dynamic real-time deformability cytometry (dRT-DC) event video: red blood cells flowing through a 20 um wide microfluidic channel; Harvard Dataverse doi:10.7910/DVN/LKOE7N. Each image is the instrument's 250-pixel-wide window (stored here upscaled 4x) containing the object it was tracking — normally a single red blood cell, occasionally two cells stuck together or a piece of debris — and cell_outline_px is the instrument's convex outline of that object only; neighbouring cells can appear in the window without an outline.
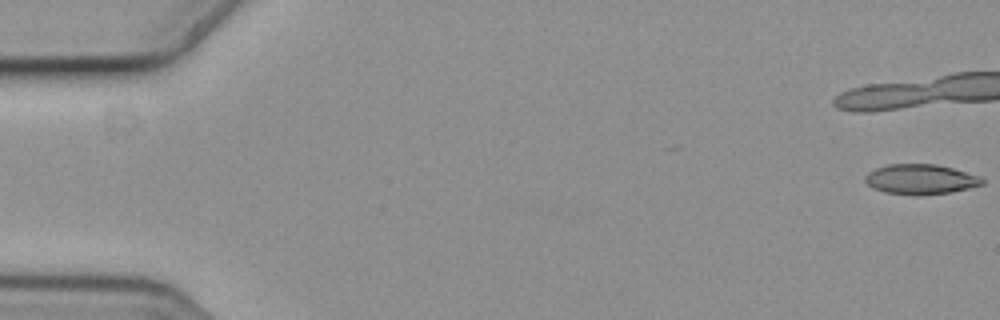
{"species": "common noctule bat (a hibernating species)", "species_latin": "Nyctalus noctula", "temperature_condition": "cold", "stored_images_in_passage": 15, "camera_frame_rate_fps": 3000, "um_per_image_px": 0.085, "animal": {"sex": "female", "body_mass_g": 19.3, "forearm_length_mm": 54.1}, "frame": {"image": 1, "passage_image": 1, "time_ms": 0.0, "image_size_px": [1000, 320], "cell_outline_px": [[984, 184], [952, 192], [916, 196], [884, 192], [868, 184], [864, 180], [864, 176], [868, 172], [876, 168], [888, 164], [936, 164], [952, 168], [980, 176], [984, 180]], "centroid_in_image_um": [78.25, 15.24], "position_along_channel_um": 6.7, "area_um2": 20.52}}
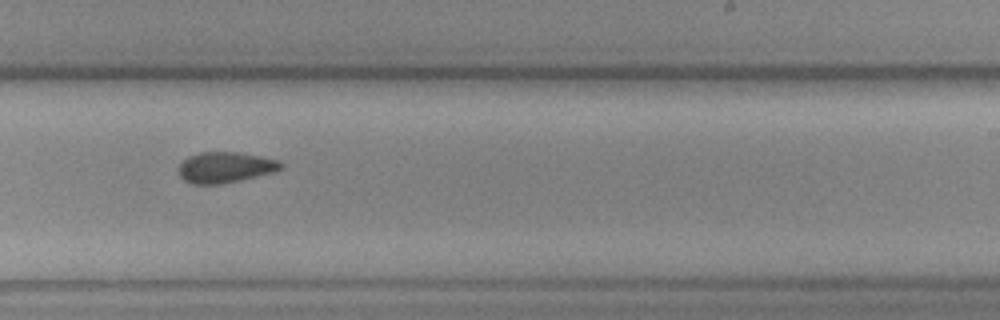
{"frame": {"image": 2, "passage_image": 11, "time_ms": 3.333, "image_size_px": [1000, 320], "cell_outline_px": [[284, 168], [272, 172], [240, 180], [220, 184], [192, 184], [184, 180], [180, 176], [180, 164], [188, 156], [200, 152], [236, 152], [260, 156], [280, 160], [284, 164]], "centroid_in_image_um": [19.17, 14.22], "position_along_channel_um": 269.8, "area_um2": 18.26}}
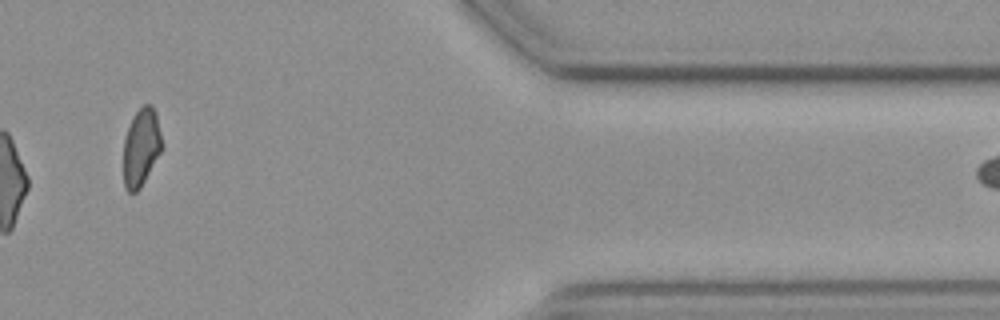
{"frame": {"image": 3, "passage_image": 14, "time_ms": 4.333, "image_size_px": [1000, 320], "cell_outline_px": [[160, 152], [140, 188], [136, 192], [128, 192], [124, 188], [124, 140], [132, 116], [144, 104], [152, 104], [156, 112], [160, 132]], "centroid_in_image_um": [11.97, 12.5], "position_along_channel_um": 399.4, "area_um2": 17.05}}